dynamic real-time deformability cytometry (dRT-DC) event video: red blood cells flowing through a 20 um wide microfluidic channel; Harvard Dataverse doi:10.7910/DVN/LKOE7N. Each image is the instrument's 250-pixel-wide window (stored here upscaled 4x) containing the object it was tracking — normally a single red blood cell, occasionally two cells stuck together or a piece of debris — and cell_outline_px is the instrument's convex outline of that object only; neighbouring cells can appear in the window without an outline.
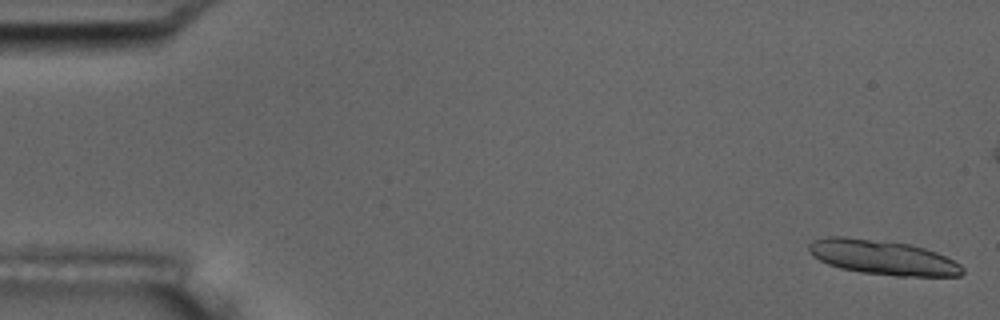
{"species": "common noctule bat (a hibernating species)", "species_latin": "Nyctalus noctula", "temperature_condition": "room temperature", "stored_images_in_passage": 12, "segment_of_instrument_passage": [1, 2], "camera_frame_rate_fps": 3000, "um_per_image_px": 0.085, "animal": {"sex": "male", "body_mass_g": 17.5, "forearm_length_mm": 52.3}, "frame": {"image": 1, "passage_image": 1, "time_ms": 0.0, "image_size_px": [1000, 320], "cell_outline_px": [[964, 272], [960, 276], [896, 276], [860, 272], [840, 268], [828, 264], [812, 256], [808, 248], [808, 244], [812, 240], [828, 236], [844, 236], [912, 244], [936, 252], [960, 264], [964, 268]], "centroid_in_image_um": [75.01, 21.87], "position_along_channel_um": 10.0, "area_um2": 31.1}}